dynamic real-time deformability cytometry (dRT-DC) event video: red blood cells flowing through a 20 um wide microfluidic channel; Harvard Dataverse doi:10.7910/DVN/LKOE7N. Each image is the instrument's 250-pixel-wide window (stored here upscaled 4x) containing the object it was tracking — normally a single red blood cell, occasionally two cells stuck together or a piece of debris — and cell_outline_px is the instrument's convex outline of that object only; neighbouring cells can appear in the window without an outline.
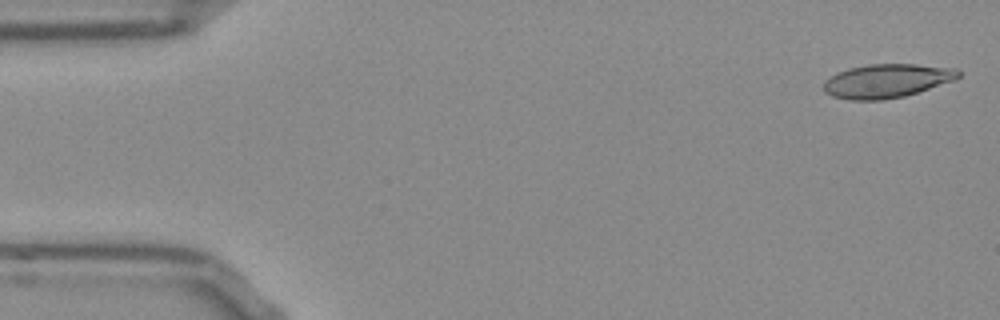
{"species": "Egyptian fruit bat (a non-hibernating species)", "species_latin": "Rousettus aegyptiacus", "temperature_condition": "room temperature", "stored_images_in_passage": 52, "camera_frame_rate_fps": 3000, "um_per_image_px": 0.085, "frame": {"image": 1, "passage_image": 1, "time_ms": 0.0, "image_size_px": [1000, 320], "cell_outline_px": [[960, 76], [956, 80], [904, 96], [884, 100], [848, 100], [832, 96], [824, 92], [824, 80], [828, 76], [836, 72], [848, 68], [868, 64], [916, 64], [956, 68], [960, 72]], "centroid_in_image_um": [75.35, 6.87], "position_along_channel_um": 9.6, "area_um2": 26.82}}
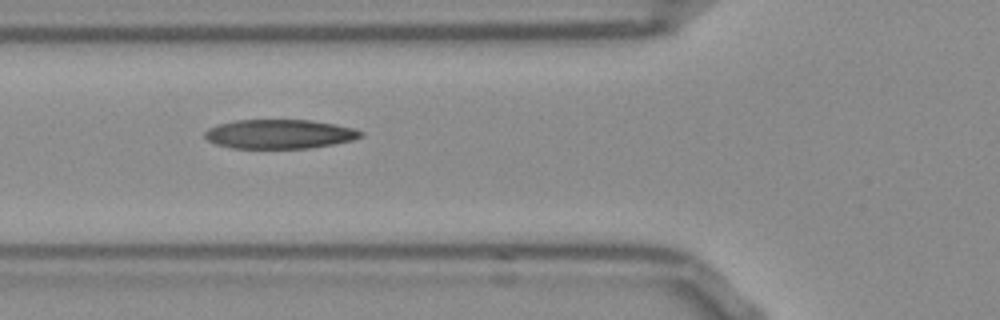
{"frame": {"image": 2, "passage_image": 18, "time_ms": 5.667, "image_size_px": [1000, 320], "cell_outline_px": [[364, 136], [352, 140], [332, 144], [308, 148], [232, 148], [216, 144], [208, 140], [204, 136], [204, 132], [208, 128], [220, 124], [236, 120], [312, 120], [336, 124], [352, 128], [364, 132]], "centroid_in_image_um": [23.77, 11.39], "position_along_channel_um": 102.0, "area_um2": 26.47}}
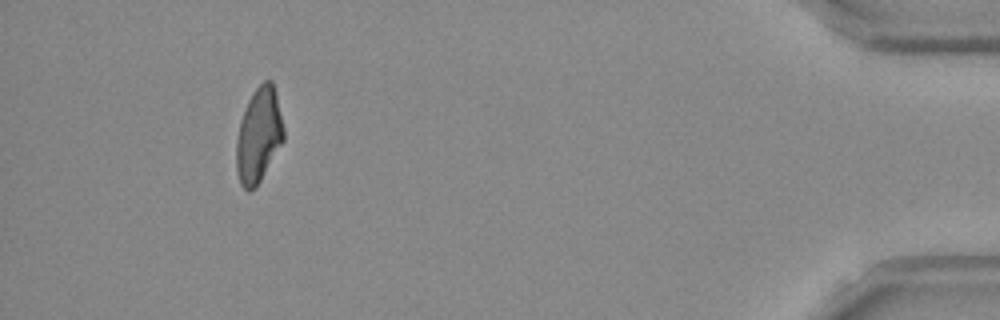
{"frame": {"image": 3, "passage_image": 48, "time_ms": 15.667, "image_size_px": [1000, 320], "cell_outline_px": [[284, 140], [256, 188], [248, 192], [240, 184], [236, 168], [236, 140], [240, 120], [248, 100], [252, 92], [264, 80], [272, 80], [284, 128]], "centroid_in_image_um": [21.97, 11.52], "position_along_channel_um": 413.2, "area_um2": 26.13}, "authors_computed_cell_mechanics": {"area_um2": 26.7325, "velocity_mm_per_s": 3.7976, "shape_relaxation_time_tau1_ms": 7.3205, "shape_relaxation_time_tau2_ms": 1.8783, "deformation_change_tau1": 0.2145, "deformation_change_tau2": 0.1012}}